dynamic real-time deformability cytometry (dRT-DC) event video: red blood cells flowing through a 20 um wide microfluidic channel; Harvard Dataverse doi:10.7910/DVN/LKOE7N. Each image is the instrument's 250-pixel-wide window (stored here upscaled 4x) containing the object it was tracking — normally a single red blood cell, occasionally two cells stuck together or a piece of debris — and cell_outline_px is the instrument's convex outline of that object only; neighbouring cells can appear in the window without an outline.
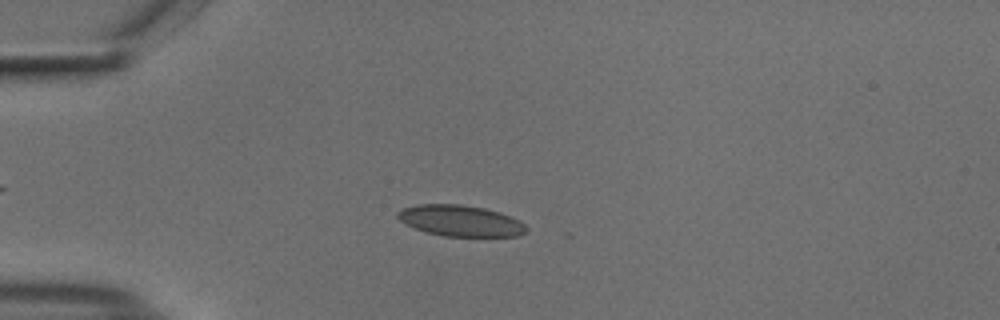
{"species": "common noctule bat (a hibernating species)", "species_latin": "Nyctalus noctula", "temperature_condition": "cold", "stored_images_in_passage": 54, "camera_frame_rate_fps": 3000, "um_per_image_px": 0.085, "animal": {"sex": "male", "body_mass_g": 18.8}, "frame": {"image": 1, "passage_image": 14, "time_ms": 4.333, "image_size_px": [1000, 320], "cell_outline_px": [[528, 232], [520, 236], [444, 236], [428, 232], [416, 228], [400, 220], [396, 216], [396, 212], [404, 208], [416, 204], [460, 204], [484, 208], [500, 212], [520, 220], [528, 228]], "centroid_in_image_um": [39.19, 18.76], "position_along_channel_um": 45.8, "area_um2": 23.29}}
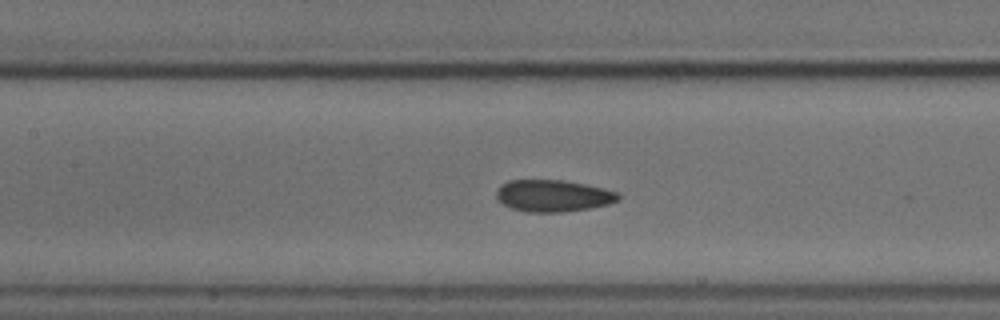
{"frame": {"image": 2, "passage_image": 25, "time_ms": 8.0, "image_size_px": [1000, 320], "cell_outline_px": [[620, 200], [608, 204], [588, 208], [560, 212], [528, 212], [512, 208], [504, 204], [496, 196], [496, 192], [500, 184], [508, 180], [564, 180], [604, 188], [616, 192], [620, 196]], "centroid_in_image_um": [47.0, 16.63], "position_along_channel_um": 160.4, "area_um2": 22.48}}
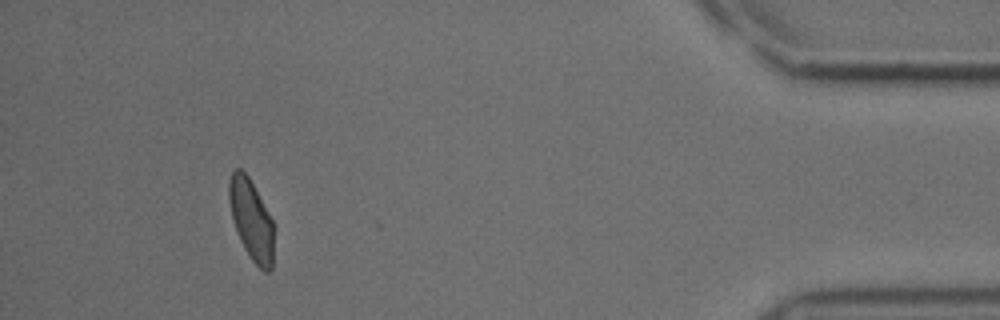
{"frame": {"image": 3, "passage_image": 50, "time_ms": 16.333, "image_size_px": [1000, 320], "cell_outline_px": [[276, 228], [272, 268], [268, 272], [264, 272], [252, 260], [244, 248], [240, 240], [232, 216], [228, 196], [228, 180], [232, 172], [236, 168], [240, 168], [248, 176], [272, 220]], "centroid_in_image_um": [21.39, 18.71], "position_along_channel_um": 413.8, "area_um2": 21.15}, "authors_computed_cell_mechanics": {"area_um2": 22.5709, "velocity_mm_per_s": 3.7249, "shape_relaxation_time_tau1_ms": 6.0643, "shape_relaxation_time_tau2_ms": 1.9078, "deformation_change_tau1": 0.1354, "deformation_change_tau2": 0.0696}}